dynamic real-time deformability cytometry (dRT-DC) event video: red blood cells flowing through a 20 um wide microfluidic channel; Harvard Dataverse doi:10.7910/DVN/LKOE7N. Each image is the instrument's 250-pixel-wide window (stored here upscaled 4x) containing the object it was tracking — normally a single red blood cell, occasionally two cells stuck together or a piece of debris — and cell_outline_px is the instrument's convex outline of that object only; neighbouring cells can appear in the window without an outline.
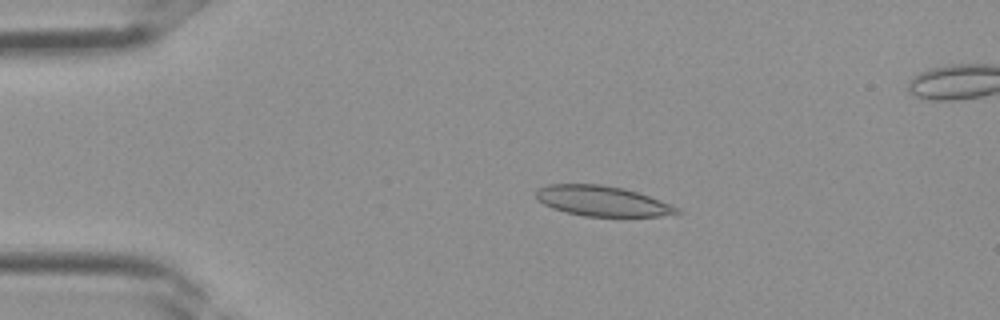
{"species": "Egyptian fruit bat (a non-hibernating species)", "species_latin": "Rousettus aegyptiacus", "temperature_condition": "room temperature", "stored_images_in_passage": 2, "camera_frame_rate_fps": 3000, "um_per_image_px": 0.085, "frame": {"image": 1, "passage_image": 1, "time_ms": 0.0, "image_size_px": [1000, 320], "cell_outline_px": [[684, 212], [660, 216], [584, 216], [564, 212], [552, 208], [536, 200], [536, 192], [540, 188], [548, 184], [600, 184], [624, 188], [660, 200], [680, 208]], "centroid_in_image_um": [51.18, 17.09], "position_along_channel_um": 33.8, "area_um2": 24.8}}